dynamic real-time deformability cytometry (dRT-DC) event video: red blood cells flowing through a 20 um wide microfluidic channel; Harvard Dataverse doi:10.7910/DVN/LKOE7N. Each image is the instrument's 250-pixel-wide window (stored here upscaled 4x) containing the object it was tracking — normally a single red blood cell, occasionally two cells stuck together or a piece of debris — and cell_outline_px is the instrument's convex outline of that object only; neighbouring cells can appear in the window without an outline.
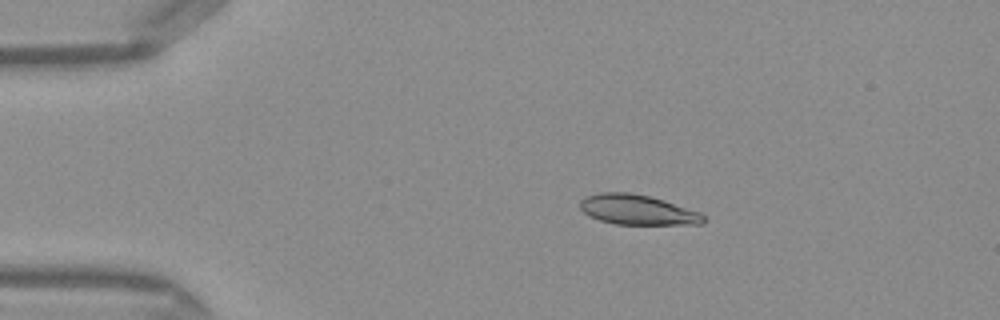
{"species": "Egyptian fruit bat (a non-hibernating species)", "species_latin": "Rousettus aegyptiacus", "temperature_condition": "warm", "stored_images_in_passage": 42, "camera_frame_rate_fps": 3000, "um_per_image_px": 0.085, "frame": {"image": 1, "passage_image": 2, "time_ms": 0.333, "image_size_px": [1000, 320], "cell_outline_px": [[708, 220], [700, 224], [616, 224], [600, 220], [588, 216], [580, 208], [580, 200], [584, 196], [600, 192], [628, 192], [648, 196], [664, 200], [700, 212], [708, 216]], "centroid_in_image_um": [54.2, 17.83], "position_along_channel_um": 30.8, "area_um2": 21.73}}
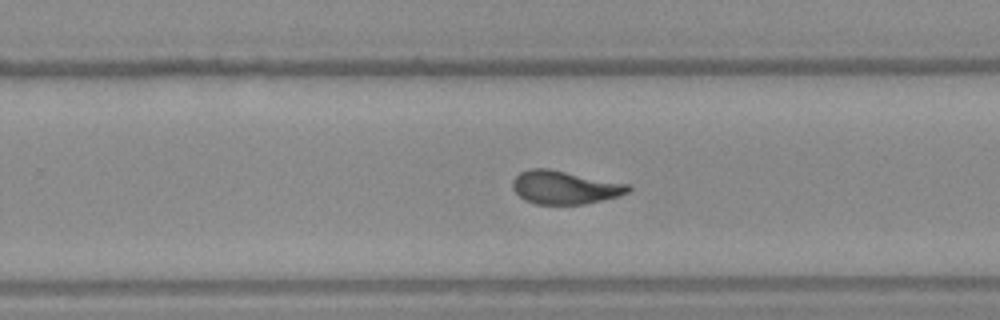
{"frame": {"image": 2, "passage_image": 24, "time_ms": 7.667, "image_size_px": [1000, 320], "cell_outline_px": [[632, 188], [628, 192], [620, 196], [584, 204], [536, 204], [524, 200], [512, 188], [512, 180], [520, 172], [528, 168], [548, 168], [632, 184]], "centroid_in_image_um": [48.02, 15.92], "position_along_channel_um": 281.8, "area_um2": 22.72}}
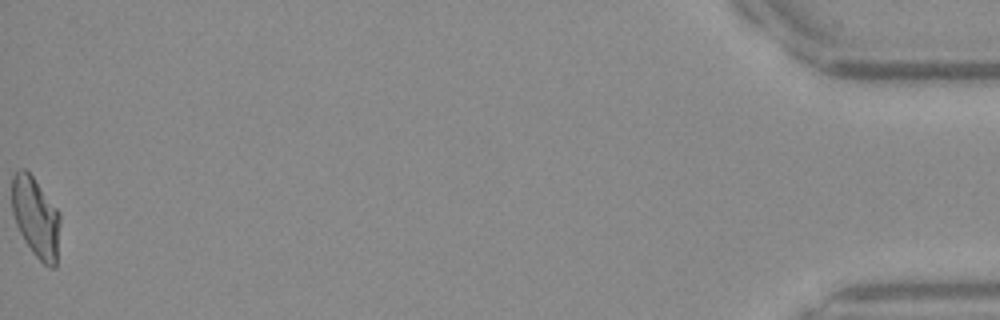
{"frame": {"image": 3, "passage_image": 42, "time_ms": 13.667, "image_size_px": [1000, 320], "cell_outline_px": [[60, 224], [56, 268], [48, 268], [32, 252], [24, 240], [16, 224], [12, 212], [12, 176], [20, 168], [24, 168], [32, 176], [60, 212]], "centroid_in_image_um": [3.05, 18.49], "position_along_channel_um": 432.1, "area_um2": 22.6}, "authors_computed_cell_mechanics": {"area_um2": 22.4842, "velocity_mm_per_s": 4.1525, "shape_relaxation_time_tau1_ms": 4.7678, "shape_relaxation_time_tau2_ms": 1.2324, "deformation_change_tau1": 0.1781, "deformation_change_tau2": 0.0736}}